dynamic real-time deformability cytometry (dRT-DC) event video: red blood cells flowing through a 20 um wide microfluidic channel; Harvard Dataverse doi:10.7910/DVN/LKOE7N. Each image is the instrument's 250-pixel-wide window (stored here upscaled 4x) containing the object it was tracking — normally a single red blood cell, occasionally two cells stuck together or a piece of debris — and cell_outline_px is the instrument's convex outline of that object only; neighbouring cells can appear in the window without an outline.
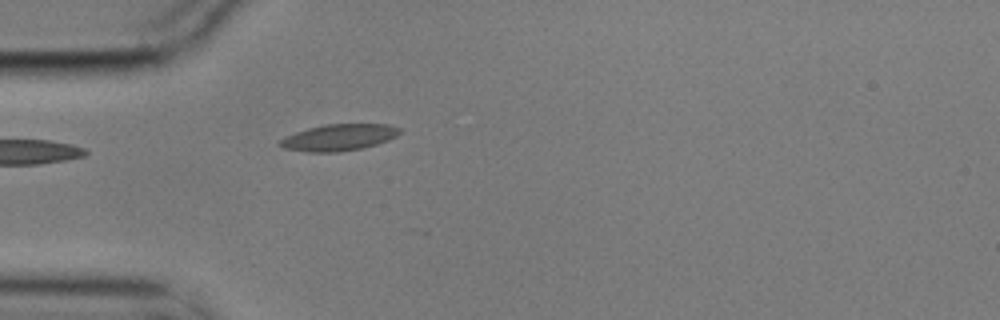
{"species": "common noctule bat (a hibernating species)", "species_latin": "Nyctalus noctula", "temperature_condition": "cold", "stored_images_in_passage": 5, "segment_of_instrument_passage": [1, 2], "camera_frame_rate_fps": 3000, "um_per_image_px": 0.085, "animal": {"sex": "male", "body_mass_g": 17.9}, "frame": {"image": 1, "passage_image": 4, "time_ms": 1.0, "image_size_px": [1000, 320], "cell_outline_px": [[400, 132], [396, 136], [388, 140], [376, 144], [360, 148], [340, 152], [308, 152], [284, 148], [276, 144], [284, 136], [308, 128], [324, 124], [388, 124], [400, 128]], "centroid_in_image_um": [28.76, 11.68], "position_along_channel_um": 56.2, "area_um2": 18.5}}